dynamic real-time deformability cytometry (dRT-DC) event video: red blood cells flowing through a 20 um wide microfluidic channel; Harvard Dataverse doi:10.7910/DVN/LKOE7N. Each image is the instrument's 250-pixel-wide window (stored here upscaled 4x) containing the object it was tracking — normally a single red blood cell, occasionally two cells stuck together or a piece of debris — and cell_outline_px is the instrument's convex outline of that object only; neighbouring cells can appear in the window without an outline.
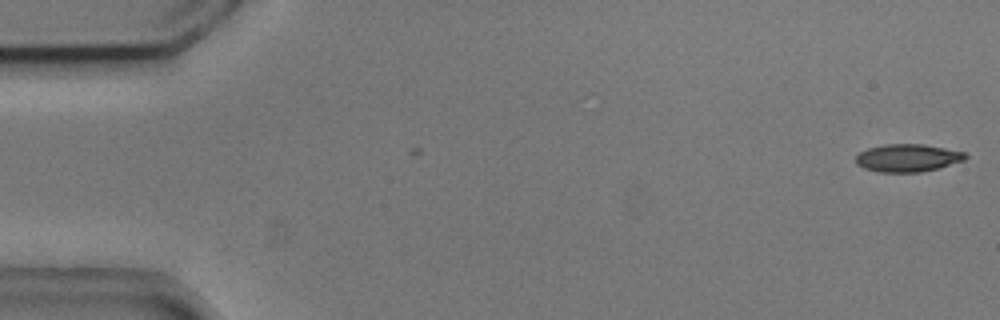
{"species": "common noctule bat (a hibernating species)", "species_latin": "Nyctalus noctula", "temperature_condition": "cold", "stored_images_in_passage": 6, "segment_of_instrument_passage": [2, 2], "camera_frame_rate_fps": 3000, "um_per_image_px": 0.085, "animal": {"sex": "male", "body_mass_g": 20.5, "forearm_length_mm": 52.5}, "frame": {"image": 1, "passage_image": 6, "time_ms": 1.667, "image_size_px": [1000, 320], "cell_outline_px": [[968, 156], [964, 160], [936, 168], [920, 172], [880, 172], [864, 168], [856, 164], [856, 156], [860, 152], [868, 148], [884, 144], [924, 144], [964, 152]], "centroid_in_image_um": [77.12, 13.41], "position_along_channel_um": 7.9, "area_um2": 17.51}}